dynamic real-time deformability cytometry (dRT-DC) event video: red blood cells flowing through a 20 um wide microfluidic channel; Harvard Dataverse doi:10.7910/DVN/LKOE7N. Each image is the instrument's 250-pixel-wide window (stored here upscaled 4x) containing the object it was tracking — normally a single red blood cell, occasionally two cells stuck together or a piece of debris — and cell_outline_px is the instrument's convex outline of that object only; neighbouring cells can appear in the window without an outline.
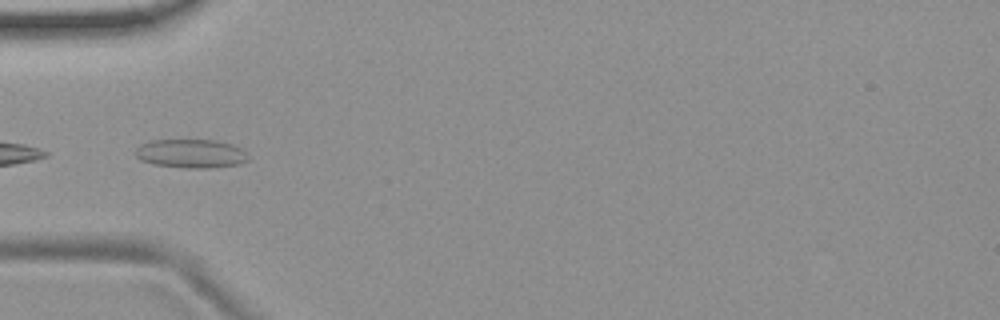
{"species": "common noctule bat (a hibernating species)", "species_latin": "Nyctalus noctula", "temperature_condition": "room temperature", "stored_images_in_passage": 8, "camera_frame_rate_fps": 3000, "um_per_image_px": 0.085, "animal": {"sex": "female", "body_mass_g": 19.9}, "frame": {"image": 1, "passage_image": 1, "time_ms": 0.0, "image_size_px": [1000, 320], "cell_outline_px": [[248, 160], [240, 164], [208, 168], [184, 168], [152, 164], [140, 160], [132, 152], [140, 144], [152, 140], [216, 140], [232, 144], [240, 148], [248, 156]], "centroid_in_image_um": [16.18, 13.06], "position_along_channel_um": 68.8, "area_um2": 19.07}}